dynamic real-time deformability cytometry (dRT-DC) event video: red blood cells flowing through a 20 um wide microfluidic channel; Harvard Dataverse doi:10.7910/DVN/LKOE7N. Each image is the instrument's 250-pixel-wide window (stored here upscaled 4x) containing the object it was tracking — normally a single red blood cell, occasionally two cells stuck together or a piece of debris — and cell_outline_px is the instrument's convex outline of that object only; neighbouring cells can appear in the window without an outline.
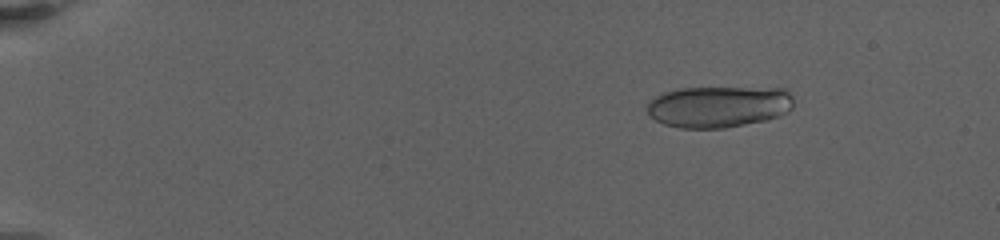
{"species": "human", "species_latin": "Homo sapiens", "temperature_condition": "warm", "stored_images_in_passage": 60, "camera_frame_rate_fps": 3000, "um_per_image_px": 0.085, "donor": {"sex": "female"}, "frame": {"image": 1, "passage_image": 11, "time_ms": 3.333, "image_size_px": [1000, 240], "cell_outline_px": [[792, 108], [780, 116], [768, 120], [724, 128], [680, 128], [664, 124], [648, 116], [644, 104], [648, 100], [664, 92], [680, 88], [784, 88], [792, 96]], "centroid_in_image_um": [61.03, 9.07], "position_along_channel_um": 24.0, "area_um2": 35.78}}
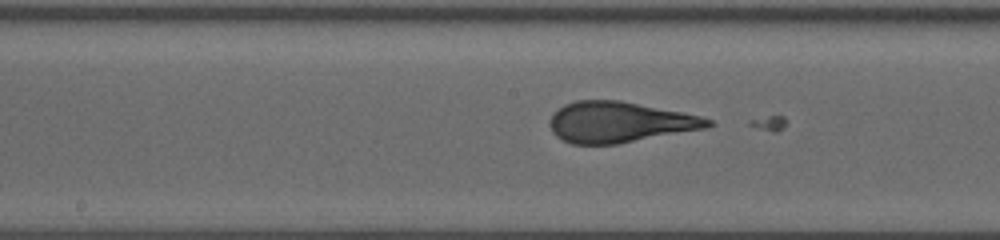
{"frame": {"image": 2, "passage_image": 31, "time_ms": 12.333, "image_size_px": [1000, 240], "cell_outline_px": [[716, 124], [708, 128], [616, 144], [572, 144], [556, 136], [552, 132], [552, 112], [564, 104], [576, 100], [620, 100], [700, 116], [712, 120]], "centroid_in_image_um": [52.67, 10.38], "position_along_channel_um": 195.5, "area_um2": 37.34}}
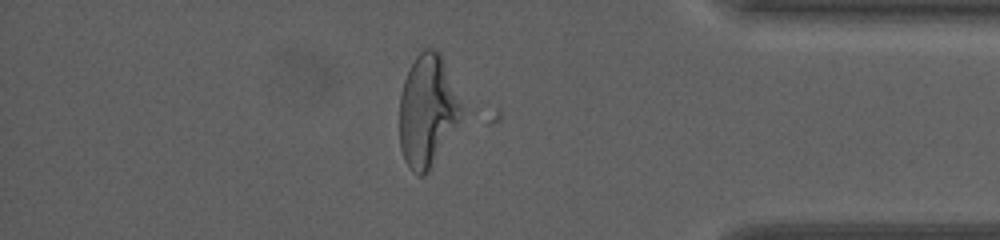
{"frame": {"image": 3, "passage_image": 53, "time_ms": 19.333, "image_size_px": [1000, 240], "cell_outline_px": [[460, 116], [428, 172], [424, 176], [420, 176], [412, 172], [408, 168], [404, 160], [400, 148], [400, 96], [404, 80], [416, 56], [424, 48], [436, 48], [440, 52], [460, 104]], "centroid_in_image_um": [36.26, 9.43], "position_along_channel_um": 398.9, "area_um2": 39.25}, "authors_computed_cell_mechanics": {"area_um2": 37.281, "velocity_mm_per_s": 3.2108, "shape_relaxation_time_tau1_ms": 3.9492, "shape_relaxation_time_tau2_ms": null, "deformation_change_tau1": 0.2681, "deformation_change_tau2": null}}